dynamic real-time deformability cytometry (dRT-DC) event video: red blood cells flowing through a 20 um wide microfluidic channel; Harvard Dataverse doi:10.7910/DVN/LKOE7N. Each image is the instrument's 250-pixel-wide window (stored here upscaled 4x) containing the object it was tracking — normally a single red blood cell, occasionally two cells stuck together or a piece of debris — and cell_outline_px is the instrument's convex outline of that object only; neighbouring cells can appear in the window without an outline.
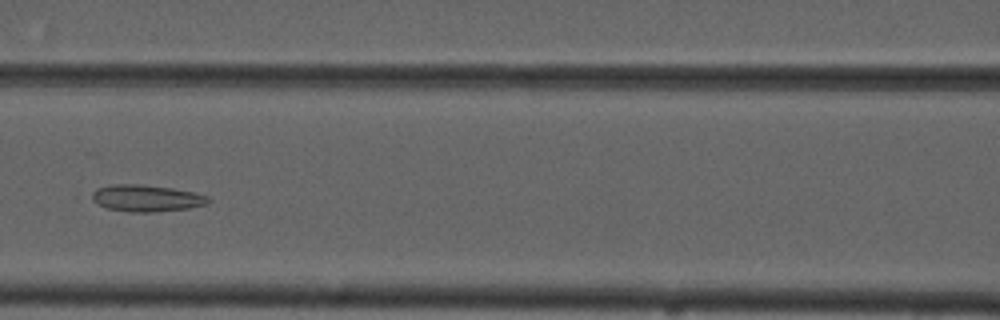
{"species": "common noctule bat (a hibernating species)", "species_latin": "Nyctalus noctula", "temperature_condition": "cold", "stored_images_in_passage": 7, "camera_frame_rate_fps": 3000, "um_per_image_px": 0.085, "animal": {"sex": "male", "forearm_length_mm": 52.5}, "frame": {"image": 1, "passage_image": 7, "time_ms": 8.0, "image_size_px": [1000, 320], "cell_outline_px": [[212, 200], [208, 204], [188, 208], [152, 212], [128, 212], [108, 208], [84, 196], [96, 188], [112, 184], [140, 184], [172, 188], [196, 192], [208, 196]], "centroid_in_image_um": [12.4, 16.83], "position_along_channel_um": 154.2, "area_um2": 18.5}}